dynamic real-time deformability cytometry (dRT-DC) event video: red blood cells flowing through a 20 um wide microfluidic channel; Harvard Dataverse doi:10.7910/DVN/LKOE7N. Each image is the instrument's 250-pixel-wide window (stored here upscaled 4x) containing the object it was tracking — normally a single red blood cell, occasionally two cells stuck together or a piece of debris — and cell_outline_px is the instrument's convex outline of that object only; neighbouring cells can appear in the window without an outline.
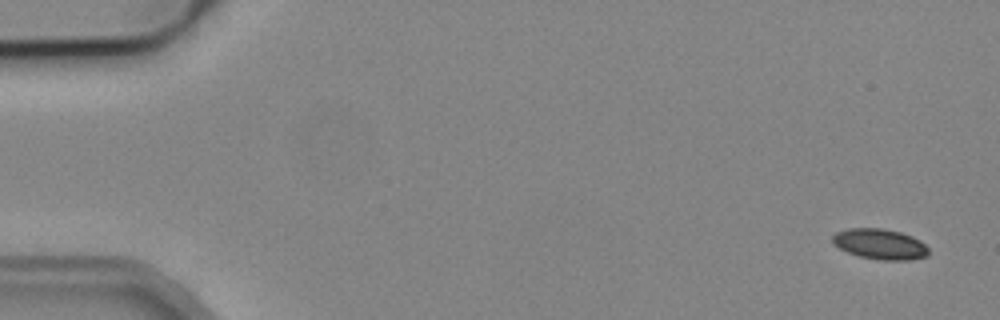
{"species": "common noctule bat (a hibernating species)", "species_latin": "Nyctalus noctula", "temperature_condition": "cold", "stored_images_in_passage": 5, "camera_frame_rate_fps": 3000, "um_per_image_px": 0.085, "animal": {"sex": "male", "body_mass_g": 19.2, "forearm_length_mm": 51.8}, "frame": {"image": 1, "passage_image": 1, "time_ms": 0.0, "image_size_px": [1000, 320], "cell_outline_px": [[928, 256], [908, 260], [880, 260], [860, 256], [848, 252], [832, 244], [832, 236], [836, 232], [848, 228], [880, 228], [900, 232], [912, 236], [920, 240], [928, 248]], "centroid_in_image_um": [74.79, 20.74], "position_along_channel_um": 10.2, "area_um2": 17.05}}
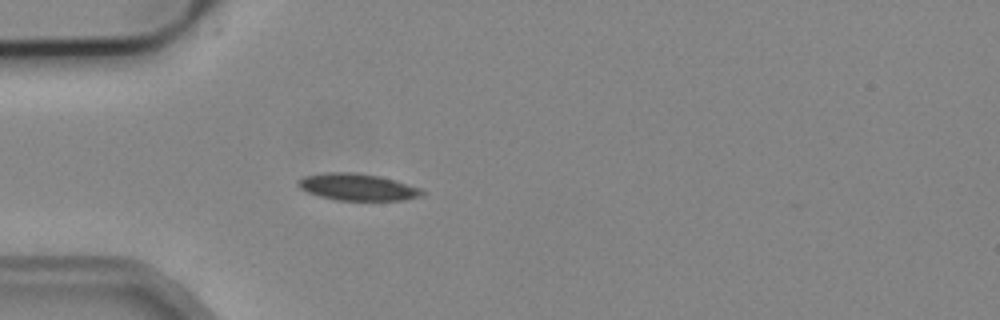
{"frame": {"image": 2, "passage_image": 4, "time_ms": 4.667, "image_size_px": [1000, 320], "cell_outline_px": [[424, 196], [404, 200], [336, 200], [320, 196], [308, 192], [300, 188], [296, 184], [296, 180], [304, 176], [324, 172], [356, 172], [380, 176], [396, 180], [420, 188], [424, 192]], "centroid_in_image_um": [30.38, 15.89], "position_along_channel_um": 54.6, "area_um2": 19.59}}